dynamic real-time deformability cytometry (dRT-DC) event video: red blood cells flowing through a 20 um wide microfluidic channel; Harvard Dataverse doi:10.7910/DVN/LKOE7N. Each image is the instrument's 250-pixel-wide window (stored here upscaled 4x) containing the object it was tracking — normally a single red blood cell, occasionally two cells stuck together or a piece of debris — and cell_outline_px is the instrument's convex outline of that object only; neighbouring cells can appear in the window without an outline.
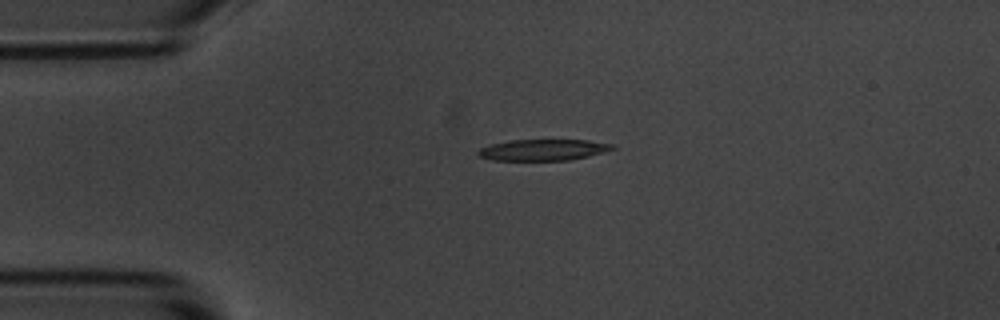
{"species": "common noctule bat (a hibernating species)", "species_latin": "Nyctalus noctula", "temperature_condition": "room temperature", "stored_images_in_passage": 4, "camera_frame_rate_fps": 3000, "um_per_image_px": 0.085, "animal": {"sex": "male", "body_mass_g": 20.1, "forearm_length_mm": 53.5}, "frame": {"image": 1, "passage_image": 3, "time_ms": 3.333, "image_size_px": [1000, 320], "cell_outline_px": [[616, 148], [604, 152], [588, 156], [568, 160], [492, 160], [480, 156], [476, 152], [480, 148], [492, 144], [512, 140], [588, 140], [616, 144]], "centroid_in_image_um": [46.21, 12.73], "position_along_channel_um": 38.8, "area_um2": 16.53}}